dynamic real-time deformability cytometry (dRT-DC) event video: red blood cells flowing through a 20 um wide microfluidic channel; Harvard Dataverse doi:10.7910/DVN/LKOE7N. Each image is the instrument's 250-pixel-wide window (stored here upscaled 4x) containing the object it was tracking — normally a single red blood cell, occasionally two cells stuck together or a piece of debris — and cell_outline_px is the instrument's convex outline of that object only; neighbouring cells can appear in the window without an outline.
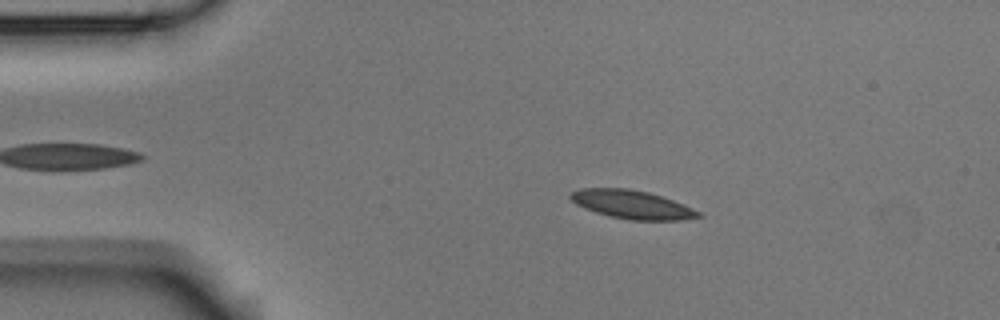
{"species": "Egyptian fruit bat (a non-hibernating species)", "species_latin": "Rousettus aegyptiacus", "temperature_condition": "room temperature", "stored_images_in_passage": 43, "camera_frame_rate_fps": 3000, "um_per_image_px": 0.085, "animal": {"sex": "male"}, "frame": {"image": 1, "passage_image": 9, "time_ms": 2.667, "image_size_px": [1000, 320], "cell_outline_px": [[704, 216], [680, 220], [628, 220], [608, 216], [584, 208], [576, 204], [568, 196], [572, 192], [580, 188], [628, 188], [648, 192], [684, 204], [700, 212]], "centroid_in_image_um": [53.71, 17.39], "position_along_channel_um": 31.3, "area_um2": 21.21}}
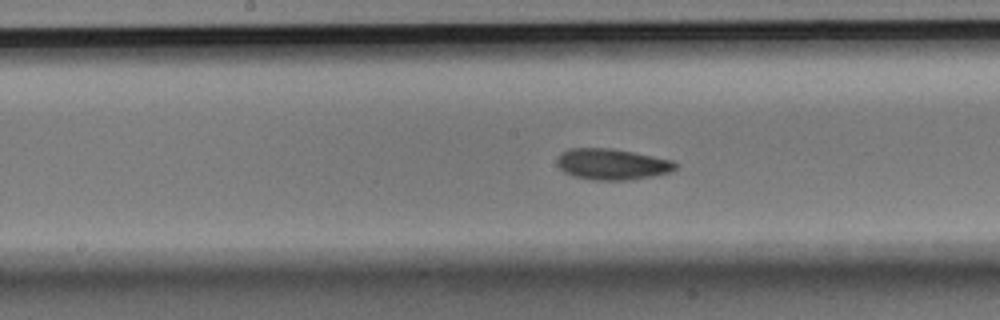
{"frame": {"image": 2, "passage_image": 26, "time_ms": 8.333, "image_size_px": [1000, 320], "cell_outline_px": [[676, 168], [668, 172], [652, 176], [624, 180], [596, 180], [572, 176], [564, 172], [556, 164], [556, 160], [560, 152], [568, 148], [612, 148], [672, 160], [676, 164]], "centroid_in_image_um": [51.95, 13.95], "position_along_channel_um": 196.3, "area_um2": 21.33}}
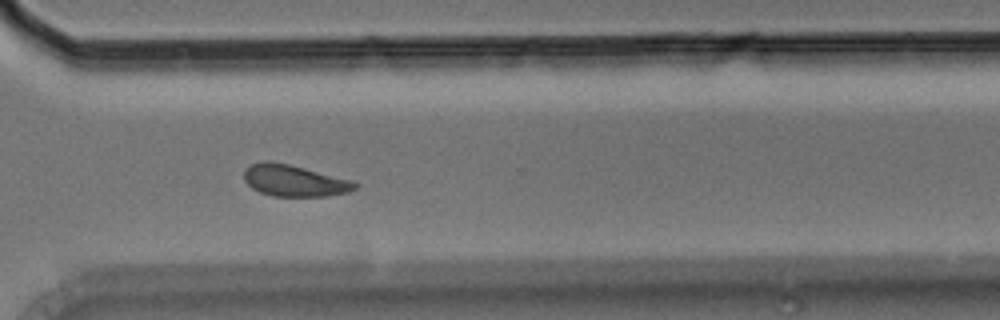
{"frame": {"image": 3, "passage_image": 38, "time_ms": 12.333, "image_size_px": [1000, 320], "cell_outline_px": [[360, 184], [356, 188], [348, 192], [328, 196], [272, 196], [260, 192], [252, 188], [244, 180], [244, 168], [252, 164], [264, 160], [268, 160], [288, 164], [352, 180]], "centroid_in_image_um": [25.0, 15.35], "position_along_channel_um": 345.6, "area_um2": 20.4}, "authors_computed_cell_mechanics": {"area_um2": 20.9814, "velocity_mm_per_s": 3.7448, "shape_relaxation_time_tau1_ms": 3.1713, "shape_relaxation_time_tau2_ms": 3.265, "deformation_change_tau1": 0.0881, "deformation_change_tau2": 0.0804}}